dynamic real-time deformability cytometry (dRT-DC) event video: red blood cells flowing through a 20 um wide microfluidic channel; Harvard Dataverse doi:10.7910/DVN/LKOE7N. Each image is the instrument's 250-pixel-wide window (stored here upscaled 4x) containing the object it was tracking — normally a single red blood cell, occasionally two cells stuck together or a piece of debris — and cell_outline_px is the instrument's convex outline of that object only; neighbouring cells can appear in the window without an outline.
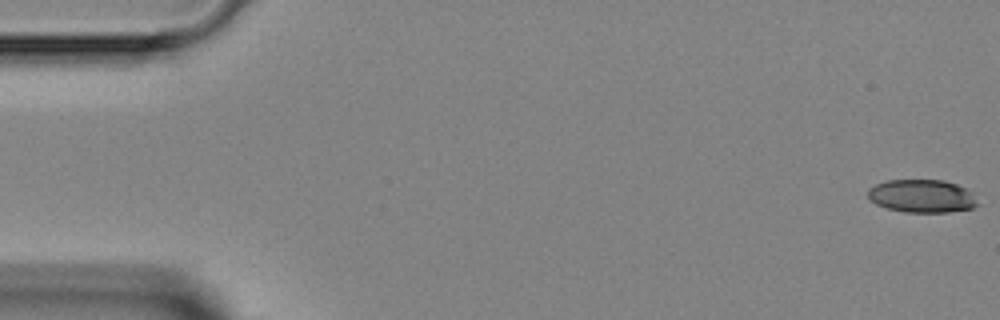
{"species": "Egyptian fruit bat (a non-hibernating species)", "species_latin": "Rousettus aegyptiacus", "temperature_condition": "room temperature", "stored_images_in_passage": 45, "camera_frame_rate_fps": 3000, "um_per_image_px": 0.085, "animal": {"sex": "female"}, "frame": {"image": 1, "passage_image": 1, "time_ms": 0.0, "image_size_px": [1000, 320], "cell_outline_px": [[980, 204], [972, 208], [948, 212], [904, 212], [888, 208], [876, 204], [868, 200], [868, 188], [876, 184], [888, 180], [944, 180], [956, 184], [972, 192]], "centroid_in_image_um": [78.36, 16.67], "position_along_channel_um": 6.6, "area_um2": 21.21}}
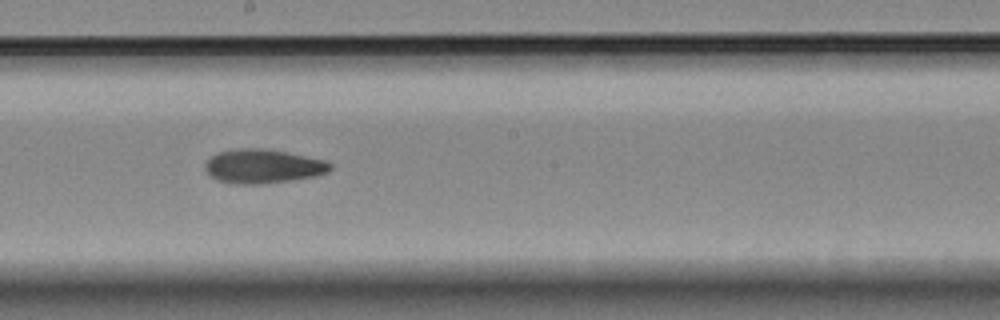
{"frame": {"image": 2, "passage_image": 26, "time_ms": 8.333, "image_size_px": [1000, 320], "cell_outline_px": [[332, 168], [328, 172], [316, 176], [292, 180], [260, 184], [232, 184], [220, 180], [212, 176], [204, 168], [204, 164], [216, 152], [240, 148], [264, 148], [288, 152], [324, 160], [332, 164]], "centroid_in_image_um": [22.37, 14.13], "position_along_channel_um": 225.8, "area_um2": 24.85}}
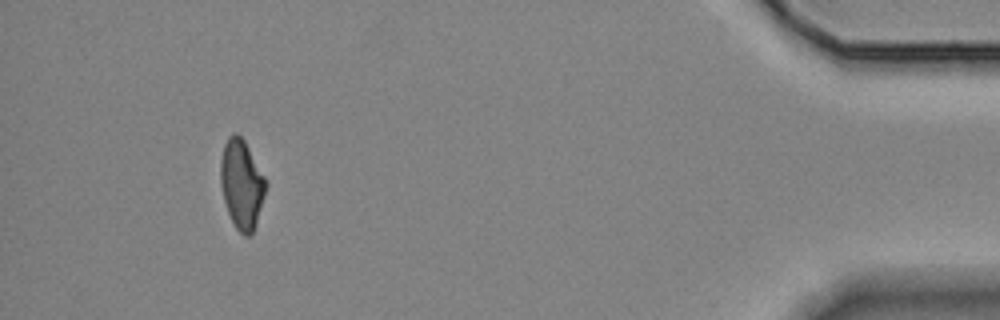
{"frame": {"image": 3, "passage_image": 44, "time_ms": 14.333, "image_size_px": [1000, 320], "cell_outline_px": [[268, 184], [256, 224], [252, 232], [248, 236], [244, 236], [236, 228], [228, 212], [224, 200], [220, 184], [220, 160], [224, 144], [228, 136], [232, 132], [236, 132], [244, 140], [264, 176]], "centroid_in_image_um": [20.53, 15.63], "position_along_channel_um": 414.7, "area_um2": 23.47}}